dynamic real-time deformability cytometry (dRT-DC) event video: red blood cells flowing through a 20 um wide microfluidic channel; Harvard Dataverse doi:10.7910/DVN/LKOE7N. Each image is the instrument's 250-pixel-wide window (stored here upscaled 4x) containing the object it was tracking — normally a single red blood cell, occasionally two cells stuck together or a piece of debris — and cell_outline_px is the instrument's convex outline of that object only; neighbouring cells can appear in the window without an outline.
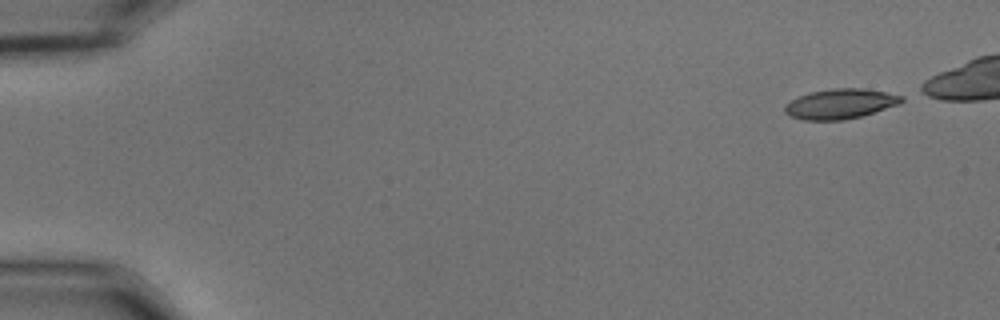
{"species": "common noctule bat (a hibernating species)", "species_latin": "Nyctalus noctula", "temperature_condition": "cold", "stored_images_in_passage": 46, "camera_frame_rate_fps": 3000, "um_per_image_px": 0.085, "animal": {"sex": "male", "body_mass_g": 15.6}, "frame": {"image": 1, "passage_image": 1, "time_ms": 0.0, "image_size_px": [1000, 320], "cell_outline_px": [[904, 100], [900, 104], [860, 116], [844, 120], [804, 120], [792, 116], [784, 112], [784, 104], [808, 92], [832, 88], [864, 88], [904, 96]], "centroid_in_image_um": [71.42, 8.82], "position_along_channel_um": 13.6, "area_um2": 20.35}}
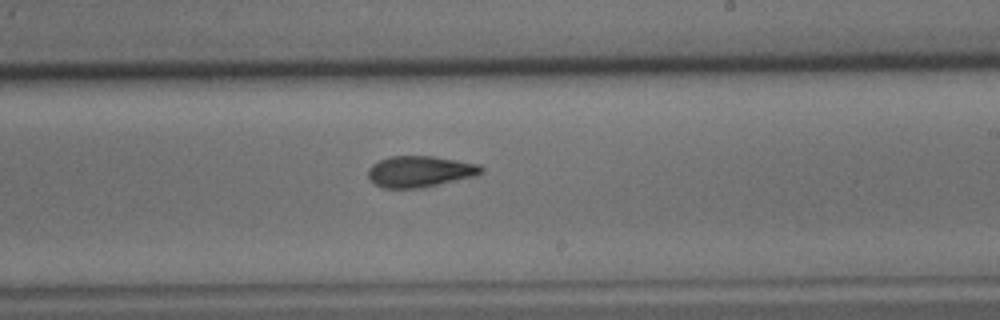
{"frame": {"image": 2, "passage_image": 31, "time_ms": 10.0, "image_size_px": [1000, 320], "cell_outline_px": [[484, 172], [476, 176], [420, 188], [384, 188], [376, 184], [368, 176], [368, 168], [372, 164], [388, 156], [432, 156], [480, 164], [484, 168]], "centroid_in_image_um": [35.72, 14.57], "position_along_channel_um": 253.3, "area_um2": 20.58}}
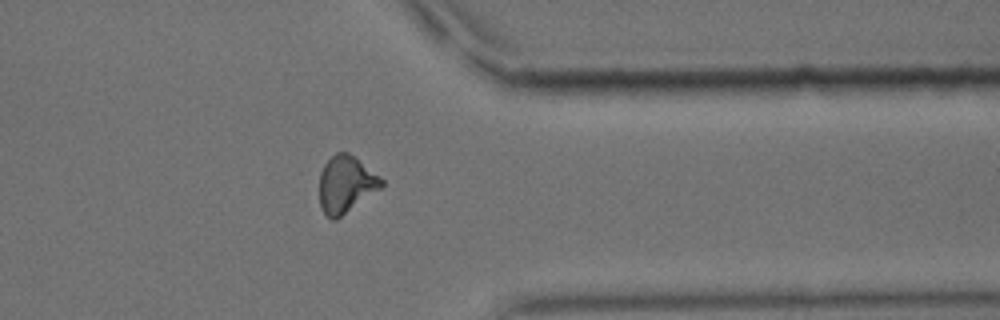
{"frame": {"image": 3, "passage_image": 42, "time_ms": 13.667, "image_size_px": [1000, 320], "cell_outline_px": [[384, 184], [380, 188], [336, 220], [332, 220], [320, 208], [320, 172], [324, 164], [336, 152], [348, 152], [380, 176], [384, 180]], "centroid_in_image_um": [29.39, 15.66], "position_along_channel_um": 382.0, "area_um2": 20.35}}